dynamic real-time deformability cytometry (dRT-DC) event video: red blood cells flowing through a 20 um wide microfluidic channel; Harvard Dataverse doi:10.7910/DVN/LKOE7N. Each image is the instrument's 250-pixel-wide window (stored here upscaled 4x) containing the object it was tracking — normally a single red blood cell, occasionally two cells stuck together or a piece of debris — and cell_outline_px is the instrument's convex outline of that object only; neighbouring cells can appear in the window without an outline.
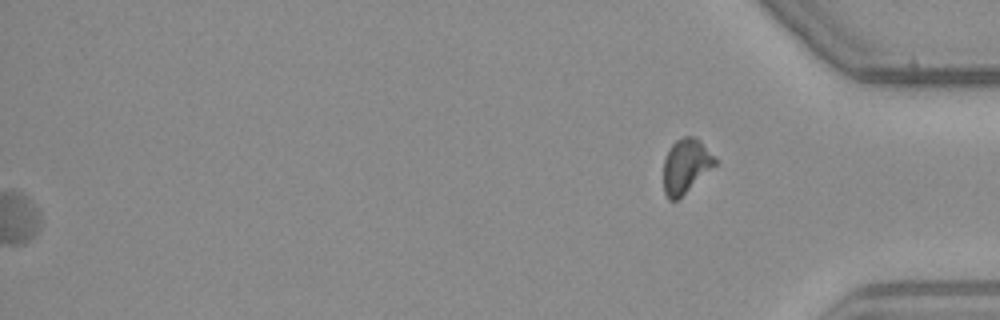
{"species": "common noctule bat (a hibernating species)", "species_latin": "Nyctalus noctula", "temperature_condition": "warm", "stored_images_in_passage": 44, "segment_of_instrument_passage": [2, 2], "camera_frame_rate_fps": 3000, "um_per_image_px": 0.085, "animal": {"sex": "male", "body_mass_g": 23.1, "forearm_length_mm": 52.7}, "frame": {"image": 1, "passage_image": 44, "time_ms": 14.333, "image_size_px": [1000, 320], "cell_outline_px": [[716, 164], [676, 200], [668, 200], [664, 192], [664, 160], [672, 144], [676, 140], [684, 136], [696, 136], [700, 140], [716, 160]], "centroid_in_image_um": [58.27, 14.08], "position_along_channel_um": 376.9, "area_um2": 15.84}}